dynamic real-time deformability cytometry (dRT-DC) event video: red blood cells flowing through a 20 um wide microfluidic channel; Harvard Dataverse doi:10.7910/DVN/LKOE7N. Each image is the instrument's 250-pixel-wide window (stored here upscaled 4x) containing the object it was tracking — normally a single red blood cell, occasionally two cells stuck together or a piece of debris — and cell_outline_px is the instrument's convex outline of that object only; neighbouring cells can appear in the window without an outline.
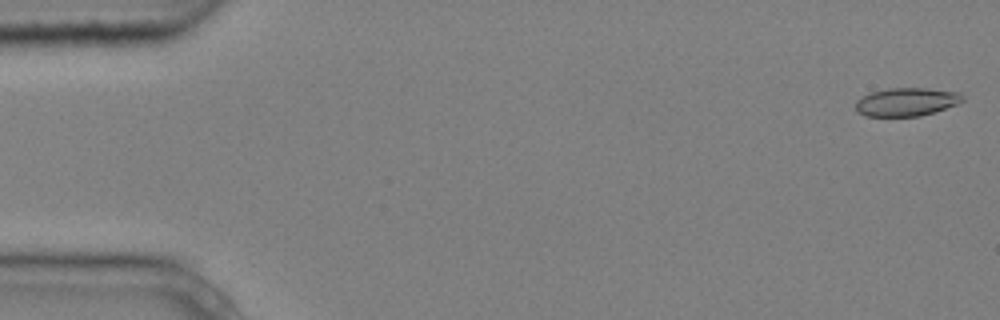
{"species": "common noctule bat (a hibernating species)", "species_latin": "Nyctalus noctula", "temperature_condition": "cold", "stored_images_in_passage": 5, "camera_frame_rate_fps": 3000, "um_per_image_px": 0.085, "animal": {"sex": "male", "body_mass_g": 20.4}, "frame": {"image": 1, "passage_image": 1, "time_ms": 0.0, "image_size_px": [1000, 320], "cell_outline_px": [[964, 100], [956, 104], [920, 116], [864, 116], [856, 112], [856, 100], [872, 92], [888, 88], [928, 88], [960, 92], [964, 96]], "centroid_in_image_um": [77.04, 8.66], "position_along_channel_um": 8.0, "area_um2": 17.57}}
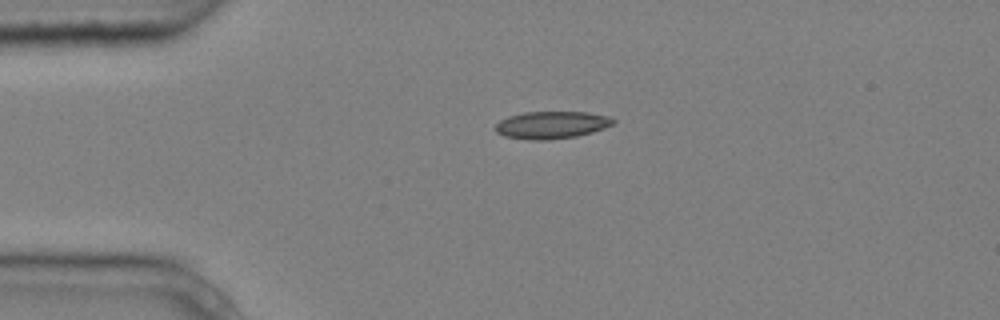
{"frame": {"image": 2, "passage_image": 4, "time_ms": 1.0, "image_size_px": [1000, 320], "cell_outline_px": [[616, 120], [612, 124], [604, 128], [592, 132], [576, 136], [548, 140], [528, 140], [504, 136], [496, 132], [496, 124], [500, 120], [508, 116], [524, 112], [588, 112], [608, 116]], "centroid_in_image_um": [46.87, 10.62], "position_along_channel_um": 38.1, "area_um2": 18.79}}